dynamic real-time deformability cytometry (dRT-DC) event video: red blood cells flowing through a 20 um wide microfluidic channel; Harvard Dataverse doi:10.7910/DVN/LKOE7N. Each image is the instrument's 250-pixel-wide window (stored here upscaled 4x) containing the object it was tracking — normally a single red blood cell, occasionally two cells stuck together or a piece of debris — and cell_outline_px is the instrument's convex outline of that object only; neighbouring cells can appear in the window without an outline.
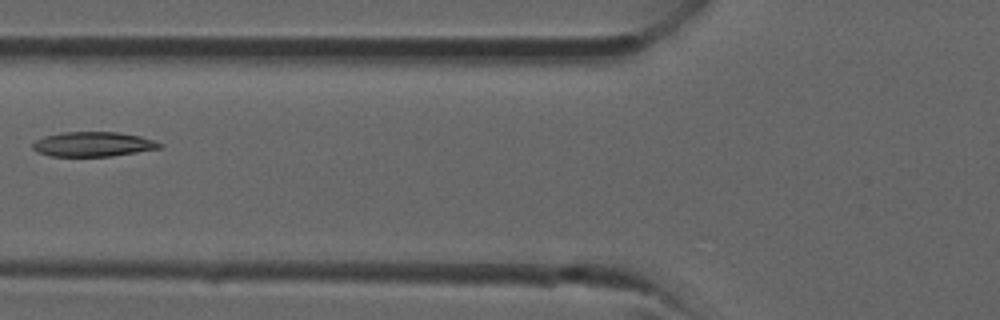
{"species": "common noctule bat (a hibernating species)", "species_latin": "Nyctalus noctula", "temperature_condition": "room temperature", "stored_images_in_passage": 30, "camera_frame_rate_fps": 3000, "um_per_image_px": 0.085, "animal": {"sex": "male", "forearm_length_mm": 52.5}, "frame": {"image": 1, "passage_image": 8, "time_ms": 2.333, "image_size_px": [1000, 320], "cell_outline_px": [[164, 148], [112, 156], [48, 156], [36, 152], [32, 148], [32, 144], [36, 140], [44, 136], [64, 132], [116, 132], [140, 136], [164, 144]], "centroid_in_image_um": [7.92, 12.26], "position_along_channel_um": 117.9, "area_um2": 18.38}}
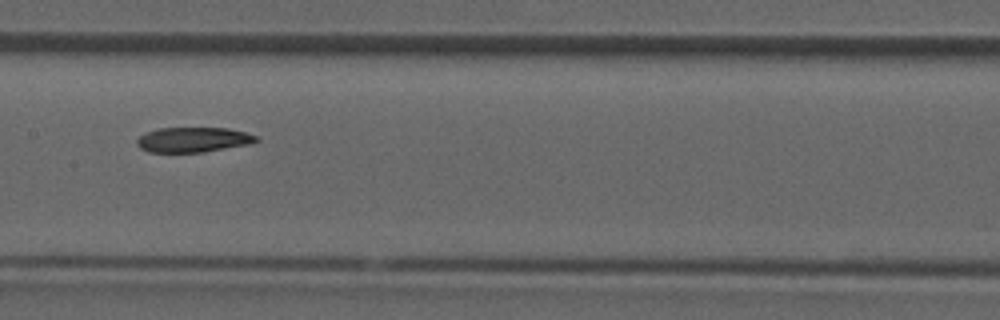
{"frame": {"image": 2, "passage_image": 12, "time_ms": 3.667, "image_size_px": [1000, 320], "cell_outline_px": [[260, 140], [252, 144], [204, 152], [148, 152], [140, 148], [136, 144], [136, 140], [144, 132], [160, 128], [228, 128], [244, 132], [256, 136]], "centroid_in_image_um": [16.42, 11.88], "position_along_channel_um": 191.0, "area_um2": 17.51}}
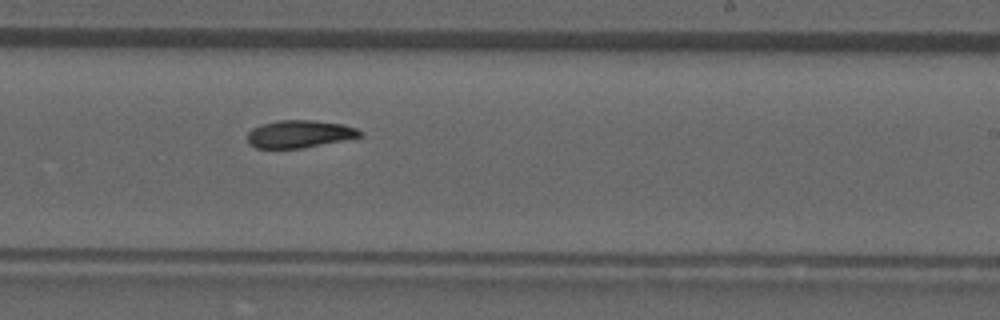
{"frame": {"image": 3, "passage_image": 16, "time_ms": 5.0, "image_size_px": [1000, 320], "cell_outline_px": [[364, 136], [304, 148], [256, 148], [248, 144], [248, 132], [252, 128], [260, 124], [280, 120], [312, 120], [344, 124], [356, 128], [364, 132]], "centroid_in_image_um": [25.48, 11.39], "position_along_channel_um": 263.5, "area_um2": 18.26}}